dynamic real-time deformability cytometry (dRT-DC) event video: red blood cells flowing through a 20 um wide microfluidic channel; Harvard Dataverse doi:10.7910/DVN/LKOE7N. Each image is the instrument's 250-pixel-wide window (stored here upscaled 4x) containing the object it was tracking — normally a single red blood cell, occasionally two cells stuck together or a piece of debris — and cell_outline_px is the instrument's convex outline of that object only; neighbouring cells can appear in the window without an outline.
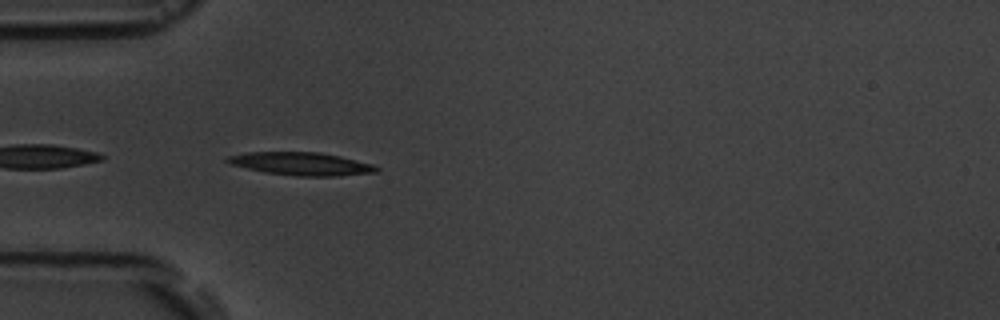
{"species": "common noctule bat (a hibernating species)", "species_latin": "Nyctalus noctula", "temperature_condition": "room temperature", "stored_images_in_passage": 4, "camera_frame_rate_fps": 3000, "um_per_image_px": 0.085, "animal": {"sex": "male", "body_mass_g": 19.5, "forearm_length_mm": 54.6}, "frame": {"image": 1, "passage_image": 4, "time_ms": 3.333, "image_size_px": [1000, 320], "cell_outline_px": [[380, 168], [376, 172], [340, 176], [296, 176], [264, 172], [232, 164], [224, 160], [228, 156], [248, 152], [320, 152], [340, 156], [372, 164]], "centroid_in_image_um": [25.63, 13.92], "position_along_channel_um": 59.4, "area_um2": 19.83}}